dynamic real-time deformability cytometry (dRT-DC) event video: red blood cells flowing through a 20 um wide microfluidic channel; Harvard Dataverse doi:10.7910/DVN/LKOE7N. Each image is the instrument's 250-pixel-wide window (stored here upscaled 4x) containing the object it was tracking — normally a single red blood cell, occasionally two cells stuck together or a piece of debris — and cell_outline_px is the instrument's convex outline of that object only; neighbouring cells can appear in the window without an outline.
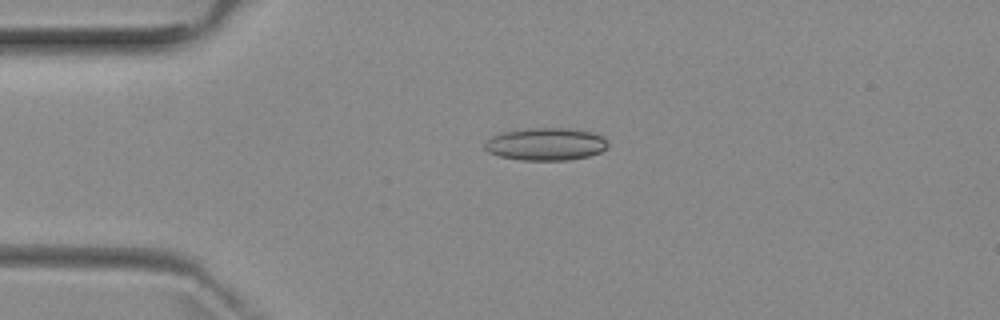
{"species": "common noctule bat (a hibernating species)", "species_latin": "Nyctalus noctula", "temperature_condition": "room temperature", "stored_images_in_passage": 5, "camera_frame_rate_fps": 3000, "um_per_image_px": 0.085, "animal": {"sex": "female", "body_mass_g": 29.2, "forearm_length_mm": 56.3}, "frame": {"image": 1, "passage_image": 4, "time_ms": 3.333, "image_size_px": [1000, 320], "cell_outline_px": [[608, 144], [600, 152], [588, 156], [568, 160], [520, 160], [500, 156], [488, 152], [484, 148], [484, 144], [492, 136], [504, 132], [528, 128], [568, 128], [592, 132], [604, 136]], "centroid_in_image_um": [46.4, 12.25], "position_along_channel_um": 38.6, "area_um2": 23.29}}